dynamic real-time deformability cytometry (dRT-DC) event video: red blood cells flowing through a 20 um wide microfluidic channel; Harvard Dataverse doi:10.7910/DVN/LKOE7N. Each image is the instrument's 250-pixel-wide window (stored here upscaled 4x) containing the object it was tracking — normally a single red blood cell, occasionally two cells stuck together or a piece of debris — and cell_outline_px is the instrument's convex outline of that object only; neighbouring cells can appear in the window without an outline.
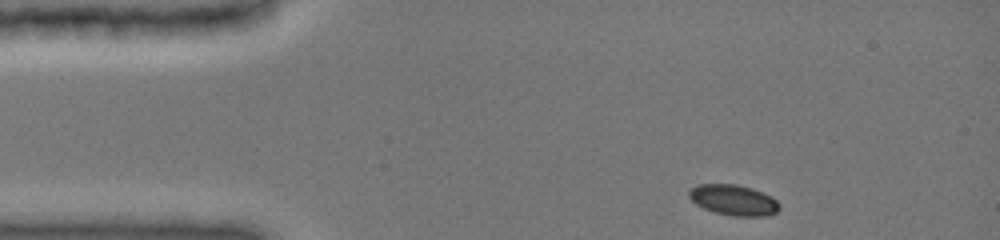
{"species": "common noctule bat (a hibernating species)", "species_latin": "Nyctalus noctula", "temperature_condition": "cold", "stored_images_in_passage": 38, "camera_frame_rate_fps": 3000, "um_per_image_px": 0.085, "animal": {"sex": "female", "body_mass_g": 19.0, "forearm_length_mm": 51.5}, "frame": {"image": 1, "passage_image": 1, "time_ms": 0.0, "image_size_px": [1000, 240], "cell_outline_px": [[780, 208], [776, 212], [764, 216], [732, 216], [716, 212], [704, 208], [696, 204], [688, 196], [688, 192], [696, 184], [736, 184], [752, 188], [772, 196], [780, 204]], "centroid_in_image_um": [62.36, 16.99], "position_along_channel_um": 22.6, "area_um2": 16.13}}
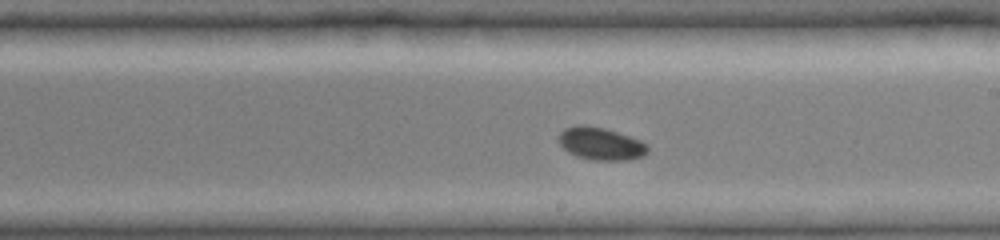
{"frame": {"image": 2, "passage_image": 22, "time_ms": 7.0, "image_size_px": [1000, 240], "cell_outline_px": [[648, 152], [644, 156], [628, 160], [596, 160], [576, 156], [568, 152], [556, 140], [556, 136], [564, 128], [576, 124], [584, 124], [604, 128], [640, 140], [648, 144]], "centroid_in_image_um": [51.03, 12.2], "position_along_channel_um": 238.0, "area_um2": 17.11}}
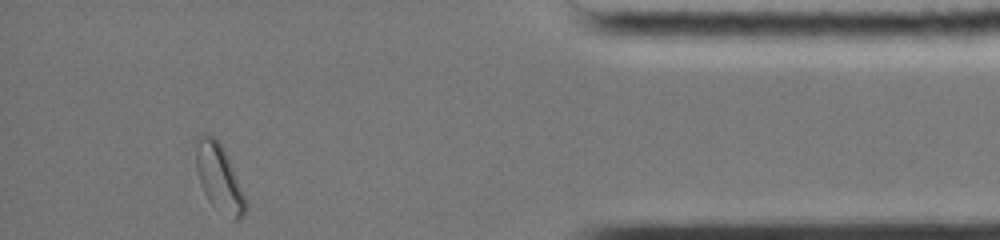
{"frame": {"image": 3, "passage_image": 38, "time_ms": 12.333, "image_size_px": [1000, 240], "cell_outline_px": [[248, 208], [244, 216], [240, 220], [232, 220], [212, 204], [208, 200], [200, 184], [196, 168], [192, 140], [200, 132], [208, 132], [216, 136], [232, 168], [248, 204]], "centroid_in_image_um": [18.55, 15.04], "position_along_channel_um": 416.6, "area_um2": 19.94}, "authors_computed_cell_mechanics": {"area_um2": 16.7331, "velocity_mm_per_s": 3.9703, "shape_relaxation_time_tau1_ms": 3.4191, "shape_relaxation_time_tau2_ms": null, "deformation_change_tau1": 0.0797, "deformation_change_tau2": null}}